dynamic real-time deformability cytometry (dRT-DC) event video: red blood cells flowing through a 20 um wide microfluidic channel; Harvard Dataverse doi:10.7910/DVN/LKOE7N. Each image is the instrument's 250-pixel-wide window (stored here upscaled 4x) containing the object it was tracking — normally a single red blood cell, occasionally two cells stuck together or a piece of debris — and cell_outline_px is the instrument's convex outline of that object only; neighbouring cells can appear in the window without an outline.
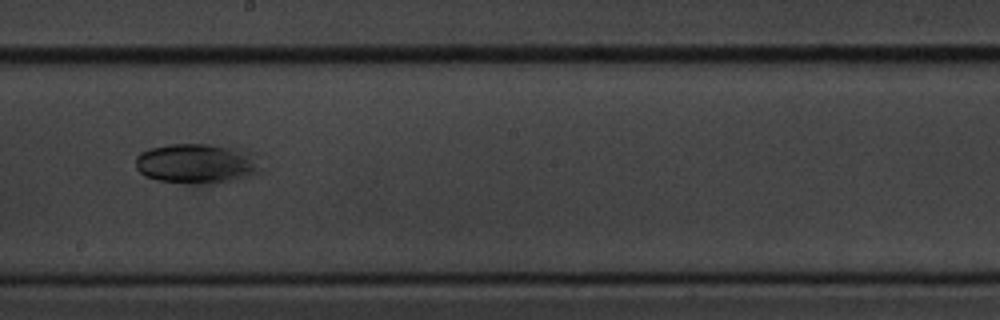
{"species": "common noctule bat (a hibernating species)", "species_latin": "Nyctalus noctula", "temperature_condition": "cold", "stored_images_in_passage": 11, "camera_frame_rate_fps": 3000, "um_per_image_px": 0.085, "animal": {"sex": "male", "body_mass_g": 20.1, "forearm_length_mm": 53.5}, "frame": {"image": 1, "passage_image": 8, "time_ms": 9.0, "image_size_px": [1000, 320], "cell_outline_px": [[264, 172], [252, 176], [236, 180], [156, 180], [144, 176], [136, 168], [136, 156], [140, 152], [148, 148], [168, 144], [208, 144], [244, 148], [256, 152]], "centroid_in_image_um": [16.82, 13.82], "position_along_channel_um": 231.4, "area_um2": 28.9}}